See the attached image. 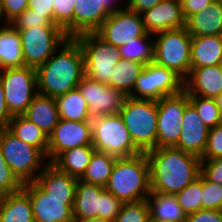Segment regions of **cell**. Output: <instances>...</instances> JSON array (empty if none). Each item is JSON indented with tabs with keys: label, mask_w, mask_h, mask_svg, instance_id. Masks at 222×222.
Returning <instances> with one entry per match:
<instances>
[{
	"label": "cell",
	"mask_w": 222,
	"mask_h": 222,
	"mask_svg": "<svg viewBox=\"0 0 222 222\" xmlns=\"http://www.w3.org/2000/svg\"><path fill=\"white\" fill-rule=\"evenodd\" d=\"M149 163L151 193L175 195L201 173V158L175 147L145 152Z\"/></svg>",
	"instance_id": "obj_1"
},
{
	"label": "cell",
	"mask_w": 222,
	"mask_h": 222,
	"mask_svg": "<svg viewBox=\"0 0 222 222\" xmlns=\"http://www.w3.org/2000/svg\"><path fill=\"white\" fill-rule=\"evenodd\" d=\"M61 48L58 54L57 48L44 64L36 68L38 93L53 98L76 89L85 75L79 42L74 37H68Z\"/></svg>",
	"instance_id": "obj_2"
},
{
	"label": "cell",
	"mask_w": 222,
	"mask_h": 222,
	"mask_svg": "<svg viewBox=\"0 0 222 222\" xmlns=\"http://www.w3.org/2000/svg\"><path fill=\"white\" fill-rule=\"evenodd\" d=\"M105 189L123 203L146 200L151 194L146 153L117 158Z\"/></svg>",
	"instance_id": "obj_3"
},
{
	"label": "cell",
	"mask_w": 222,
	"mask_h": 222,
	"mask_svg": "<svg viewBox=\"0 0 222 222\" xmlns=\"http://www.w3.org/2000/svg\"><path fill=\"white\" fill-rule=\"evenodd\" d=\"M119 114L133 143L142 152L157 148V101L126 97Z\"/></svg>",
	"instance_id": "obj_4"
},
{
	"label": "cell",
	"mask_w": 222,
	"mask_h": 222,
	"mask_svg": "<svg viewBox=\"0 0 222 222\" xmlns=\"http://www.w3.org/2000/svg\"><path fill=\"white\" fill-rule=\"evenodd\" d=\"M92 146L117 158L138 155L142 151L133 143L120 114L103 115L92 121Z\"/></svg>",
	"instance_id": "obj_5"
},
{
	"label": "cell",
	"mask_w": 222,
	"mask_h": 222,
	"mask_svg": "<svg viewBox=\"0 0 222 222\" xmlns=\"http://www.w3.org/2000/svg\"><path fill=\"white\" fill-rule=\"evenodd\" d=\"M0 148L6 163L23 184L33 182L49 163L38 148L16 138L7 129L0 130Z\"/></svg>",
	"instance_id": "obj_6"
},
{
	"label": "cell",
	"mask_w": 222,
	"mask_h": 222,
	"mask_svg": "<svg viewBox=\"0 0 222 222\" xmlns=\"http://www.w3.org/2000/svg\"><path fill=\"white\" fill-rule=\"evenodd\" d=\"M74 38L83 52L85 75L108 85L114 66L122 59L119 48L106 42L96 32L83 33Z\"/></svg>",
	"instance_id": "obj_7"
},
{
	"label": "cell",
	"mask_w": 222,
	"mask_h": 222,
	"mask_svg": "<svg viewBox=\"0 0 222 222\" xmlns=\"http://www.w3.org/2000/svg\"><path fill=\"white\" fill-rule=\"evenodd\" d=\"M158 36V37H157ZM154 62L174 70L184 80L191 71L192 36L183 27L155 34Z\"/></svg>",
	"instance_id": "obj_8"
},
{
	"label": "cell",
	"mask_w": 222,
	"mask_h": 222,
	"mask_svg": "<svg viewBox=\"0 0 222 222\" xmlns=\"http://www.w3.org/2000/svg\"><path fill=\"white\" fill-rule=\"evenodd\" d=\"M5 101L12 116L22 115L38 94L36 68L24 66L0 70Z\"/></svg>",
	"instance_id": "obj_9"
},
{
	"label": "cell",
	"mask_w": 222,
	"mask_h": 222,
	"mask_svg": "<svg viewBox=\"0 0 222 222\" xmlns=\"http://www.w3.org/2000/svg\"><path fill=\"white\" fill-rule=\"evenodd\" d=\"M18 32L25 66L34 68L44 64L68 38L59 26H36Z\"/></svg>",
	"instance_id": "obj_10"
},
{
	"label": "cell",
	"mask_w": 222,
	"mask_h": 222,
	"mask_svg": "<svg viewBox=\"0 0 222 222\" xmlns=\"http://www.w3.org/2000/svg\"><path fill=\"white\" fill-rule=\"evenodd\" d=\"M157 104V148L175 147L181 134L184 111L190 104L188 93L183 90L175 95L164 96Z\"/></svg>",
	"instance_id": "obj_11"
},
{
	"label": "cell",
	"mask_w": 222,
	"mask_h": 222,
	"mask_svg": "<svg viewBox=\"0 0 222 222\" xmlns=\"http://www.w3.org/2000/svg\"><path fill=\"white\" fill-rule=\"evenodd\" d=\"M125 7L110 14L96 31L102 39L118 48L148 34L142 15Z\"/></svg>",
	"instance_id": "obj_12"
},
{
	"label": "cell",
	"mask_w": 222,
	"mask_h": 222,
	"mask_svg": "<svg viewBox=\"0 0 222 222\" xmlns=\"http://www.w3.org/2000/svg\"><path fill=\"white\" fill-rule=\"evenodd\" d=\"M77 88L88 105L89 120L103 115L120 113L126 96L107 84L100 83L84 75Z\"/></svg>",
	"instance_id": "obj_13"
},
{
	"label": "cell",
	"mask_w": 222,
	"mask_h": 222,
	"mask_svg": "<svg viewBox=\"0 0 222 222\" xmlns=\"http://www.w3.org/2000/svg\"><path fill=\"white\" fill-rule=\"evenodd\" d=\"M92 145V122L60 119L48 137L47 162L52 163L62 152Z\"/></svg>",
	"instance_id": "obj_14"
},
{
	"label": "cell",
	"mask_w": 222,
	"mask_h": 222,
	"mask_svg": "<svg viewBox=\"0 0 222 222\" xmlns=\"http://www.w3.org/2000/svg\"><path fill=\"white\" fill-rule=\"evenodd\" d=\"M23 189L29 194L35 222H73L74 199L51 198L34 182L24 183Z\"/></svg>",
	"instance_id": "obj_15"
},
{
	"label": "cell",
	"mask_w": 222,
	"mask_h": 222,
	"mask_svg": "<svg viewBox=\"0 0 222 222\" xmlns=\"http://www.w3.org/2000/svg\"><path fill=\"white\" fill-rule=\"evenodd\" d=\"M116 1L118 2V0H76L74 37L83 33L96 32L110 14L123 10L116 7Z\"/></svg>",
	"instance_id": "obj_16"
},
{
	"label": "cell",
	"mask_w": 222,
	"mask_h": 222,
	"mask_svg": "<svg viewBox=\"0 0 222 222\" xmlns=\"http://www.w3.org/2000/svg\"><path fill=\"white\" fill-rule=\"evenodd\" d=\"M148 34H157L167 30L185 27L180 0H162L157 5L141 13Z\"/></svg>",
	"instance_id": "obj_17"
},
{
	"label": "cell",
	"mask_w": 222,
	"mask_h": 222,
	"mask_svg": "<svg viewBox=\"0 0 222 222\" xmlns=\"http://www.w3.org/2000/svg\"><path fill=\"white\" fill-rule=\"evenodd\" d=\"M209 128L200 119L195 108L189 104L183 114L181 134L175 148L202 157L206 148Z\"/></svg>",
	"instance_id": "obj_18"
},
{
	"label": "cell",
	"mask_w": 222,
	"mask_h": 222,
	"mask_svg": "<svg viewBox=\"0 0 222 222\" xmlns=\"http://www.w3.org/2000/svg\"><path fill=\"white\" fill-rule=\"evenodd\" d=\"M184 90L188 96L216 99L222 93V73L219 65L191 67L184 80Z\"/></svg>",
	"instance_id": "obj_19"
},
{
	"label": "cell",
	"mask_w": 222,
	"mask_h": 222,
	"mask_svg": "<svg viewBox=\"0 0 222 222\" xmlns=\"http://www.w3.org/2000/svg\"><path fill=\"white\" fill-rule=\"evenodd\" d=\"M77 181L49 162L33 182L51 198L74 199Z\"/></svg>",
	"instance_id": "obj_20"
},
{
	"label": "cell",
	"mask_w": 222,
	"mask_h": 222,
	"mask_svg": "<svg viewBox=\"0 0 222 222\" xmlns=\"http://www.w3.org/2000/svg\"><path fill=\"white\" fill-rule=\"evenodd\" d=\"M49 137L57 126L60 116L55 98L38 93L22 114Z\"/></svg>",
	"instance_id": "obj_21"
},
{
	"label": "cell",
	"mask_w": 222,
	"mask_h": 222,
	"mask_svg": "<svg viewBox=\"0 0 222 222\" xmlns=\"http://www.w3.org/2000/svg\"><path fill=\"white\" fill-rule=\"evenodd\" d=\"M185 28L194 36L222 35V4L214 0L186 19Z\"/></svg>",
	"instance_id": "obj_22"
},
{
	"label": "cell",
	"mask_w": 222,
	"mask_h": 222,
	"mask_svg": "<svg viewBox=\"0 0 222 222\" xmlns=\"http://www.w3.org/2000/svg\"><path fill=\"white\" fill-rule=\"evenodd\" d=\"M104 189L103 186L78 179L72 208L73 219L100 218L101 192Z\"/></svg>",
	"instance_id": "obj_23"
},
{
	"label": "cell",
	"mask_w": 222,
	"mask_h": 222,
	"mask_svg": "<svg viewBox=\"0 0 222 222\" xmlns=\"http://www.w3.org/2000/svg\"><path fill=\"white\" fill-rule=\"evenodd\" d=\"M222 63V35L194 36L191 43V67Z\"/></svg>",
	"instance_id": "obj_24"
},
{
	"label": "cell",
	"mask_w": 222,
	"mask_h": 222,
	"mask_svg": "<svg viewBox=\"0 0 222 222\" xmlns=\"http://www.w3.org/2000/svg\"><path fill=\"white\" fill-rule=\"evenodd\" d=\"M0 222H35L29 194L23 188L2 196Z\"/></svg>",
	"instance_id": "obj_25"
},
{
	"label": "cell",
	"mask_w": 222,
	"mask_h": 222,
	"mask_svg": "<svg viewBox=\"0 0 222 222\" xmlns=\"http://www.w3.org/2000/svg\"><path fill=\"white\" fill-rule=\"evenodd\" d=\"M0 26V70L24 67L21 37L10 23Z\"/></svg>",
	"instance_id": "obj_26"
},
{
	"label": "cell",
	"mask_w": 222,
	"mask_h": 222,
	"mask_svg": "<svg viewBox=\"0 0 222 222\" xmlns=\"http://www.w3.org/2000/svg\"><path fill=\"white\" fill-rule=\"evenodd\" d=\"M146 200L149 206V220L185 222L186 214L174 195L151 193Z\"/></svg>",
	"instance_id": "obj_27"
},
{
	"label": "cell",
	"mask_w": 222,
	"mask_h": 222,
	"mask_svg": "<svg viewBox=\"0 0 222 222\" xmlns=\"http://www.w3.org/2000/svg\"><path fill=\"white\" fill-rule=\"evenodd\" d=\"M95 148L80 146L62 152L53 162L60 171L80 179L88 166Z\"/></svg>",
	"instance_id": "obj_28"
},
{
	"label": "cell",
	"mask_w": 222,
	"mask_h": 222,
	"mask_svg": "<svg viewBox=\"0 0 222 222\" xmlns=\"http://www.w3.org/2000/svg\"><path fill=\"white\" fill-rule=\"evenodd\" d=\"M7 130L16 138L38 148L47 157L48 137L23 115H14Z\"/></svg>",
	"instance_id": "obj_29"
},
{
	"label": "cell",
	"mask_w": 222,
	"mask_h": 222,
	"mask_svg": "<svg viewBox=\"0 0 222 222\" xmlns=\"http://www.w3.org/2000/svg\"><path fill=\"white\" fill-rule=\"evenodd\" d=\"M144 66L145 65L140 62L121 59L114 66L108 85L113 89L121 91L126 97H129L133 92L136 80Z\"/></svg>",
	"instance_id": "obj_30"
},
{
	"label": "cell",
	"mask_w": 222,
	"mask_h": 222,
	"mask_svg": "<svg viewBox=\"0 0 222 222\" xmlns=\"http://www.w3.org/2000/svg\"><path fill=\"white\" fill-rule=\"evenodd\" d=\"M116 160L117 157L95 150L83 176L79 180L105 187Z\"/></svg>",
	"instance_id": "obj_31"
},
{
	"label": "cell",
	"mask_w": 222,
	"mask_h": 222,
	"mask_svg": "<svg viewBox=\"0 0 222 222\" xmlns=\"http://www.w3.org/2000/svg\"><path fill=\"white\" fill-rule=\"evenodd\" d=\"M60 119L71 121H90L88 105L78 88L55 98Z\"/></svg>",
	"instance_id": "obj_32"
},
{
	"label": "cell",
	"mask_w": 222,
	"mask_h": 222,
	"mask_svg": "<svg viewBox=\"0 0 222 222\" xmlns=\"http://www.w3.org/2000/svg\"><path fill=\"white\" fill-rule=\"evenodd\" d=\"M154 100L175 95L184 90V79L174 70L153 62Z\"/></svg>",
	"instance_id": "obj_33"
},
{
	"label": "cell",
	"mask_w": 222,
	"mask_h": 222,
	"mask_svg": "<svg viewBox=\"0 0 222 222\" xmlns=\"http://www.w3.org/2000/svg\"><path fill=\"white\" fill-rule=\"evenodd\" d=\"M150 36H152V34L138 37L128 44L121 46L119 48L121 58L134 62H140L144 65L154 62V40L151 41L149 39Z\"/></svg>",
	"instance_id": "obj_34"
},
{
	"label": "cell",
	"mask_w": 222,
	"mask_h": 222,
	"mask_svg": "<svg viewBox=\"0 0 222 222\" xmlns=\"http://www.w3.org/2000/svg\"><path fill=\"white\" fill-rule=\"evenodd\" d=\"M202 190V174L200 173L198 178L174 195L186 215L202 209Z\"/></svg>",
	"instance_id": "obj_35"
},
{
	"label": "cell",
	"mask_w": 222,
	"mask_h": 222,
	"mask_svg": "<svg viewBox=\"0 0 222 222\" xmlns=\"http://www.w3.org/2000/svg\"><path fill=\"white\" fill-rule=\"evenodd\" d=\"M189 103L195 108L200 119L210 129L222 123L216 99L188 96Z\"/></svg>",
	"instance_id": "obj_36"
},
{
	"label": "cell",
	"mask_w": 222,
	"mask_h": 222,
	"mask_svg": "<svg viewBox=\"0 0 222 222\" xmlns=\"http://www.w3.org/2000/svg\"><path fill=\"white\" fill-rule=\"evenodd\" d=\"M76 0H53V23L74 37V6Z\"/></svg>",
	"instance_id": "obj_37"
},
{
	"label": "cell",
	"mask_w": 222,
	"mask_h": 222,
	"mask_svg": "<svg viewBox=\"0 0 222 222\" xmlns=\"http://www.w3.org/2000/svg\"><path fill=\"white\" fill-rule=\"evenodd\" d=\"M129 97L133 99L154 100L153 62L144 66Z\"/></svg>",
	"instance_id": "obj_38"
},
{
	"label": "cell",
	"mask_w": 222,
	"mask_h": 222,
	"mask_svg": "<svg viewBox=\"0 0 222 222\" xmlns=\"http://www.w3.org/2000/svg\"><path fill=\"white\" fill-rule=\"evenodd\" d=\"M150 218L147 200L123 203L116 222H148Z\"/></svg>",
	"instance_id": "obj_39"
},
{
	"label": "cell",
	"mask_w": 222,
	"mask_h": 222,
	"mask_svg": "<svg viewBox=\"0 0 222 222\" xmlns=\"http://www.w3.org/2000/svg\"><path fill=\"white\" fill-rule=\"evenodd\" d=\"M202 209L222 210V185L208 181L202 175Z\"/></svg>",
	"instance_id": "obj_40"
},
{
	"label": "cell",
	"mask_w": 222,
	"mask_h": 222,
	"mask_svg": "<svg viewBox=\"0 0 222 222\" xmlns=\"http://www.w3.org/2000/svg\"><path fill=\"white\" fill-rule=\"evenodd\" d=\"M10 24L18 31L26 30L41 26H57L48 17L43 14L33 13L32 10L26 9L18 15Z\"/></svg>",
	"instance_id": "obj_41"
},
{
	"label": "cell",
	"mask_w": 222,
	"mask_h": 222,
	"mask_svg": "<svg viewBox=\"0 0 222 222\" xmlns=\"http://www.w3.org/2000/svg\"><path fill=\"white\" fill-rule=\"evenodd\" d=\"M23 185L6 163L0 148V194L3 196L14 193L22 189Z\"/></svg>",
	"instance_id": "obj_42"
},
{
	"label": "cell",
	"mask_w": 222,
	"mask_h": 222,
	"mask_svg": "<svg viewBox=\"0 0 222 222\" xmlns=\"http://www.w3.org/2000/svg\"><path fill=\"white\" fill-rule=\"evenodd\" d=\"M123 202L104 189L101 192L100 218L116 222Z\"/></svg>",
	"instance_id": "obj_43"
},
{
	"label": "cell",
	"mask_w": 222,
	"mask_h": 222,
	"mask_svg": "<svg viewBox=\"0 0 222 222\" xmlns=\"http://www.w3.org/2000/svg\"><path fill=\"white\" fill-rule=\"evenodd\" d=\"M222 157V123L209 129L206 148L201 160Z\"/></svg>",
	"instance_id": "obj_44"
},
{
	"label": "cell",
	"mask_w": 222,
	"mask_h": 222,
	"mask_svg": "<svg viewBox=\"0 0 222 222\" xmlns=\"http://www.w3.org/2000/svg\"><path fill=\"white\" fill-rule=\"evenodd\" d=\"M201 174L208 181L222 185V157L201 160Z\"/></svg>",
	"instance_id": "obj_45"
},
{
	"label": "cell",
	"mask_w": 222,
	"mask_h": 222,
	"mask_svg": "<svg viewBox=\"0 0 222 222\" xmlns=\"http://www.w3.org/2000/svg\"><path fill=\"white\" fill-rule=\"evenodd\" d=\"M29 0H1L3 19L5 23H10L18 15L28 8Z\"/></svg>",
	"instance_id": "obj_46"
},
{
	"label": "cell",
	"mask_w": 222,
	"mask_h": 222,
	"mask_svg": "<svg viewBox=\"0 0 222 222\" xmlns=\"http://www.w3.org/2000/svg\"><path fill=\"white\" fill-rule=\"evenodd\" d=\"M185 222H222V210L201 209L186 215Z\"/></svg>",
	"instance_id": "obj_47"
},
{
	"label": "cell",
	"mask_w": 222,
	"mask_h": 222,
	"mask_svg": "<svg viewBox=\"0 0 222 222\" xmlns=\"http://www.w3.org/2000/svg\"><path fill=\"white\" fill-rule=\"evenodd\" d=\"M27 9L43 14L53 22V0H29Z\"/></svg>",
	"instance_id": "obj_48"
},
{
	"label": "cell",
	"mask_w": 222,
	"mask_h": 222,
	"mask_svg": "<svg viewBox=\"0 0 222 222\" xmlns=\"http://www.w3.org/2000/svg\"><path fill=\"white\" fill-rule=\"evenodd\" d=\"M185 19L192 14L204 10L205 7L213 3L214 0H180Z\"/></svg>",
	"instance_id": "obj_49"
},
{
	"label": "cell",
	"mask_w": 222,
	"mask_h": 222,
	"mask_svg": "<svg viewBox=\"0 0 222 222\" xmlns=\"http://www.w3.org/2000/svg\"><path fill=\"white\" fill-rule=\"evenodd\" d=\"M12 115L8 110L5 94L2 86V82L0 80V130L7 129L8 125L12 119Z\"/></svg>",
	"instance_id": "obj_50"
},
{
	"label": "cell",
	"mask_w": 222,
	"mask_h": 222,
	"mask_svg": "<svg viewBox=\"0 0 222 222\" xmlns=\"http://www.w3.org/2000/svg\"><path fill=\"white\" fill-rule=\"evenodd\" d=\"M162 0H129L126 6L139 14L160 3Z\"/></svg>",
	"instance_id": "obj_51"
},
{
	"label": "cell",
	"mask_w": 222,
	"mask_h": 222,
	"mask_svg": "<svg viewBox=\"0 0 222 222\" xmlns=\"http://www.w3.org/2000/svg\"><path fill=\"white\" fill-rule=\"evenodd\" d=\"M73 222H110L108 220L94 217V218H88V219H74Z\"/></svg>",
	"instance_id": "obj_52"
},
{
	"label": "cell",
	"mask_w": 222,
	"mask_h": 222,
	"mask_svg": "<svg viewBox=\"0 0 222 222\" xmlns=\"http://www.w3.org/2000/svg\"><path fill=\"white\" fill-rule=\"evenodd\" d=\"M216 102L222 117V93L216 98Z\"/></svg>",
	"instance_id": "obj_53"
},
{
	"label": "cell",
	"mask_w": 222,
	"mask_h": 222,
	"mask_svg": "<svg viewBox=\"0 0 222 222\" xmlns=\"http://www.w3.org/2000/svg\"><path fill=\"white\" fill-rule=\"evenodd\" d=\"M3 11H2V4H1V0H0V21H2L3 19Z\"/></svg>",
	"instance_id": "obj_54"
},
{
	"label": "cell",
	"mask_w": 222,
	"mask_h": 222,
	"mask_svg": "<svg viewBox=\"0 0 222 222\" xmlns=\"http://www.w3.org/2000/svg\"><path fill=\"white\" fill-rule=\"evenodd\" d=\"M148 222H171V221H165V220H149Z\"/></svg>",
	"instance_id": "obj_55"
}]
</instances>
